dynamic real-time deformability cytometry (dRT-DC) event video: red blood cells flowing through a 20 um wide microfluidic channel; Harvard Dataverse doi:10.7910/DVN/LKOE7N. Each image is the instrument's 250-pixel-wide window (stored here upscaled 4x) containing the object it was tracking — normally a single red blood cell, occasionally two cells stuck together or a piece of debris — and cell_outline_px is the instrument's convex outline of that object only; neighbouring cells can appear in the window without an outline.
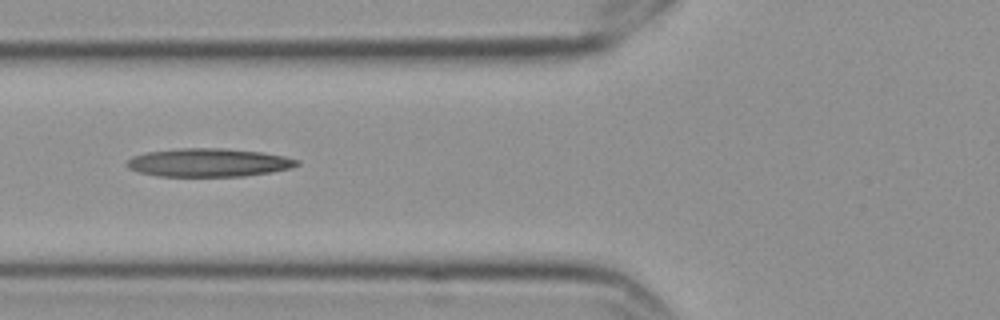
{"species": "Egyptian fruit bat (a non-hibernating species)", "species_latin": "Rousettus aegyptiacus", "temperature_condition": "cold", "stored_images_in_passage": 7, "camera_frame_rate_fps": 3000, "um_per_image_px": 0.085, "frame": {"image": 1, "passage_image": 6, "time_ms": 1.667, "image_size_px": [1000, 320], "cell_outline_px": [[300, 164], [292, 168], [272, 172], [244, 176], [156, 176], [140, 172], [128, 168], [124, 164], [132, 156], [148, 152], [180, 148], [228, 148], [260, 152], [284, 156], [300, 160]], "centroid_in_image_um": [17.75, 13.82], "position_along_channel_um": 108.1, "area_um2": 28.21}}
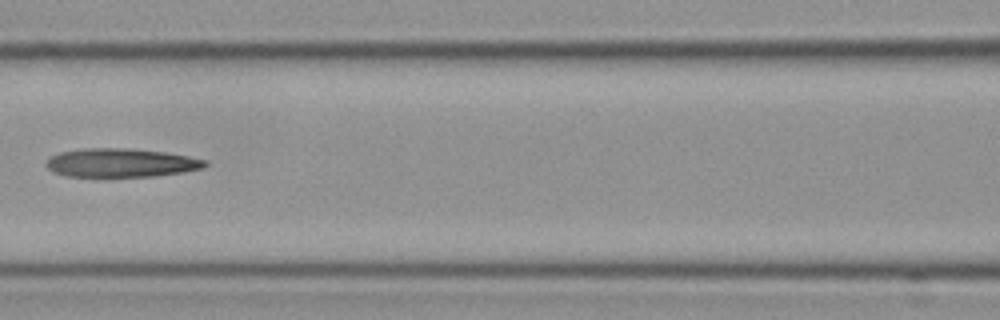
{"frame": {"image": 2, "passage_image": 7, "time_ms": 2.0, "image_size_px": [1000, 320], "cell_outline_px": [[208, 164], [204, 168], [184, 172], [156, 176], [64, 176], [52, 172], [44, 164], [52, 156], [60, 152], [84, 148], [132, 148], [164, 152], [188, 156], [208, 160]], "centroid_in_image_um": [10.31, 13.83], "position_along_channel_um": 156.3, "area_um2": 26.65}}